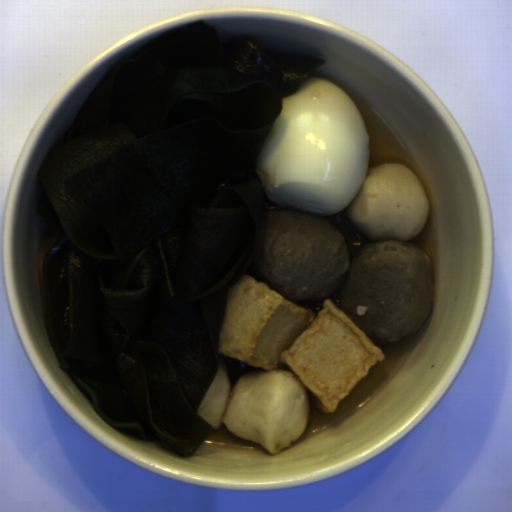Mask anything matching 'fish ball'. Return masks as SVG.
I'll list each match as a JSON object with an SVG mask.
<instances>
[{
	"label": "fish ball",
	"mask_w": 512,
	"mask_h": 512,
	"mask_svg": "<svg viewBox=\"0 0 512 512\" xmlns=\"http://www.w3.org/2000/svg\"><path fill=\"white\" fill-rule=\"evenodd\" d=\"M429 211L420 178L396 162L368 168L359 191L344 208L348 224L373 242L413 240L423 231Z\"/></svg>",
	"instance_id": "obj_2"
},
{
	"label": "fish ball",
	"mask_w": 512,
	"mask_h": 512,
	"mask_svg": "<svg viewBox=\"0 0 512 512\" xmlns=\"http://www.w3.org/2000/svg\"><path fill=\"white\" fill-rule=\"evenodd\" d=\"M217 350L195 412L275 455L303 435L310 404L335 412L387 356L329 298L294 304L248 274L228 289Z\"/></svg>",
	"instance_id": "obj_1"
}]
</instances>
